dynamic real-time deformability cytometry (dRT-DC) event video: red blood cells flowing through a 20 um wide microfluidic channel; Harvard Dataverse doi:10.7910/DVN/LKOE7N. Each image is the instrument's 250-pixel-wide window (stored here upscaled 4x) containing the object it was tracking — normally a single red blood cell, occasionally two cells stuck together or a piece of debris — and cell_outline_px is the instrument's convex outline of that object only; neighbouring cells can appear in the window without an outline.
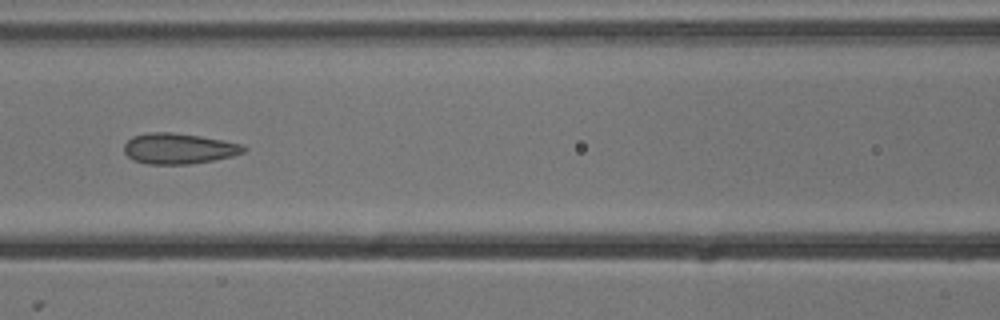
{"species": "common noctule bat (a hibernating species)", "species_latin": "Nyctalus noctula", "temperature_condition": "cold", "stored_images_in_passage": 8, "camera_frame_rate_fps": 3000, "um_per_image_px": 0.085, "animal": {"sex": "male", "body_mass_g": 13.3}, "frame": {"image": 1, "passage_image": 7, "time_ms": 2.0, "image_size_px": [1000, 320], "cell_outline_px": [[248, 148], [244, 152], [232, 156], [192, 164], [148, 164], [132, 160], [124, 152], [124, 144], [132, 136], [148, 132], [172, 132], [200, 136], [224, 140], [244, 144]], "centroid_in_image_um": [15.2, 12.62], "position_along_channel_um": 151.4, "area_um2": 21.56}}
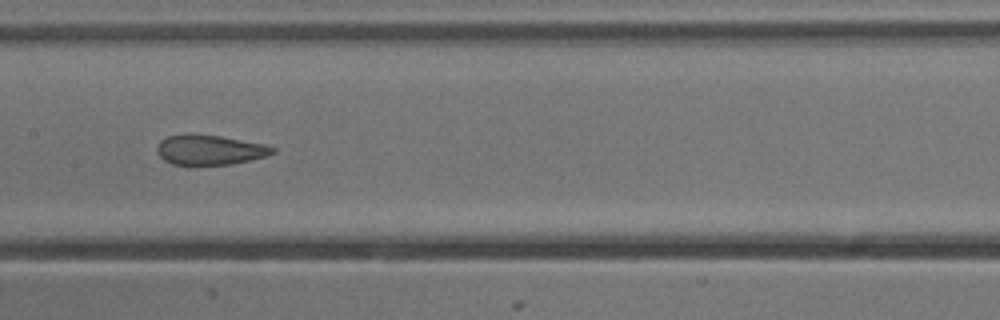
{"frame": {"image": 2, "passage_image": 8, "time_ms": 2.333, "image_size_px": [1000, 320], "cell_outline_px": [[276, 152], [268, 156], [228, 164], [172, 164], [164, 160], [160, 156], [156, 148], [160, 140], [168, 136], [188, 132], [220, 136], [264, 144], [276, 148]], "centroid_in_image_um": [17.81, 12.71], "position_along_channel_um": 189.6, "area_um2": 20.17}}